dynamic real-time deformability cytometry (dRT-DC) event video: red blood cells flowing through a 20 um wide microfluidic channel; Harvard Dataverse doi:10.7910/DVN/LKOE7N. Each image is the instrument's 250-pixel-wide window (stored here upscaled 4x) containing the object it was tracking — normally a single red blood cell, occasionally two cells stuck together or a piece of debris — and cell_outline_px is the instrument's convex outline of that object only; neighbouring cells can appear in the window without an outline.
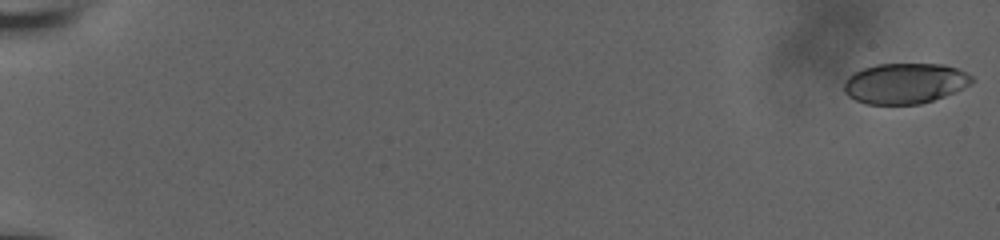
{"species": "human", "species_latin": "Homo sapiens", "temperature_condition": "room temperature", "stored_images_in_passage": 55, "camera_frame_rate_fps": 3000, "um_per_image_px": 0.085, "donor": {"sex": "male"}, "frame": {"image": 1, "passage_image": 1, "time_ms": 0.0, "image_size_px": [1000, 240], "cell_outline_px": [[976, 80], [972, 84], [944, 96], [920, 104], [864, 104], [848, 96], [844, 92], [844, 84], [848, 76], [864, 68], [876, 64], [944, 64], [956, 68], [972, 76]], "centroid_in_image_um": [76.92, 7.09], "position_along_channel_um": 8.1, "area_um2": 30.17}}
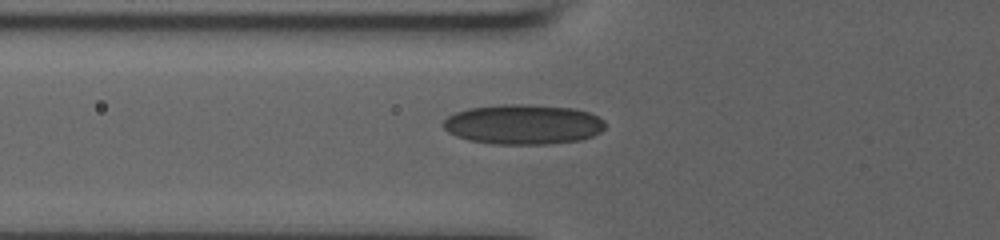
{"frame": {"image": 2, "passage_image": 24, "time_ms": 7.667, "image_size_px": [1000, 240], "cell_outline_px": [[604, 128], [600, 132], [592, 136], [580, 140], [548, 144], [492, 144], [468, 140], [456, 136], [448, 132], [444, 128], [444, 120], [448, 116], [456, 112], [468, 108], [500, 104], [528, 104], [572, 108], [588, 112], [604, 120]], "centroid_in_image_um": [44.45, 10.57], "position_along_channel_um": 81.3, "area_um2": 37.74}}
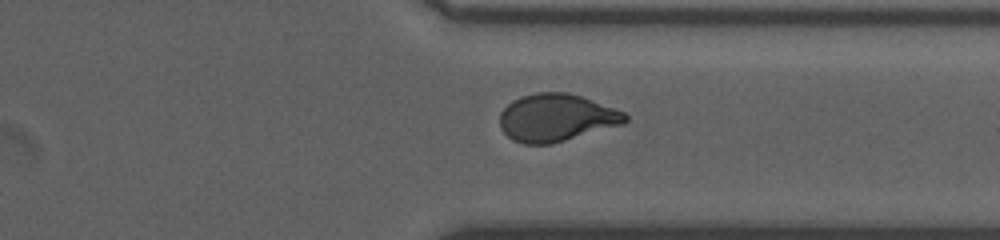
{"frame": {"image": 3, "passage_image": 46, "time_ms": 15.0, "image_size_px": [1000, 240], "cell_outline_px": [[628, 120], [624, 124], [564, 140], [548, 144], [524, 144], [512, 140], [500, 128], [500, 112], [512, 100], [520, 96], [536, 92], [568, 92], [580, 96], [624, 112], [628, 116]], "centroid_in_image_um": [47.26, 10.0], "position_along_channel_um": 364.1, "area_um2": 34.56}, "authors_computed_cell_mechanics": {"area_um2": 34.102, "velocity_mm_per_s": 3.8548, "shape_relaxation_time_tau1_ms": null, "shape_relaxation_time_tau2_ms": 1.0959, "deformation_change_tau1": null, "deformation_change_tau2": 0.0746}}